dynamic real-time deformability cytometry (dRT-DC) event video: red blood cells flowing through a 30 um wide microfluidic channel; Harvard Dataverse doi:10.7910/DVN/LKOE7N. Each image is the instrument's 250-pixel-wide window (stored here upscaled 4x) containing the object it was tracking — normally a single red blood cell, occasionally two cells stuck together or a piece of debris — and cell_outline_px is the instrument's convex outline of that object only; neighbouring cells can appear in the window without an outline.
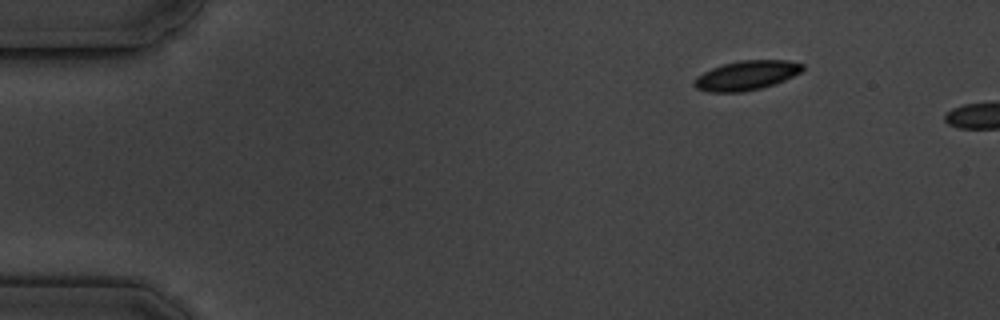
{"species": "common noctule bat (a hibernating species)", "species_latin": "Nyctalus noctula", "temperature_condition": "cold", "stored_images_in_passage": 2, "camera_frame_rate_fps": 3000, "um_per_image_px": 0.085, "animal": {"sex": "male", "body_mass_g": 19.5, "forearm_length_mm": 54.6}, "frame": {"image": 1, "passage_image": 1, "time_ms": 0.0, "image_size_px": [1000, 320], "cell_outline_px": [[804, 68], [800, 72], [784, 80], [760, 88], [744, 92], [708, 92], [696, 88], [692, 84], [696, 76], [712, 68], [724, 64], [740, 60], [788, 60], [804, 64]], "centroid_in_image_um": [63.42, 6.41], "position_along_channel_um": 21.6, "area_um2": 18.5}}